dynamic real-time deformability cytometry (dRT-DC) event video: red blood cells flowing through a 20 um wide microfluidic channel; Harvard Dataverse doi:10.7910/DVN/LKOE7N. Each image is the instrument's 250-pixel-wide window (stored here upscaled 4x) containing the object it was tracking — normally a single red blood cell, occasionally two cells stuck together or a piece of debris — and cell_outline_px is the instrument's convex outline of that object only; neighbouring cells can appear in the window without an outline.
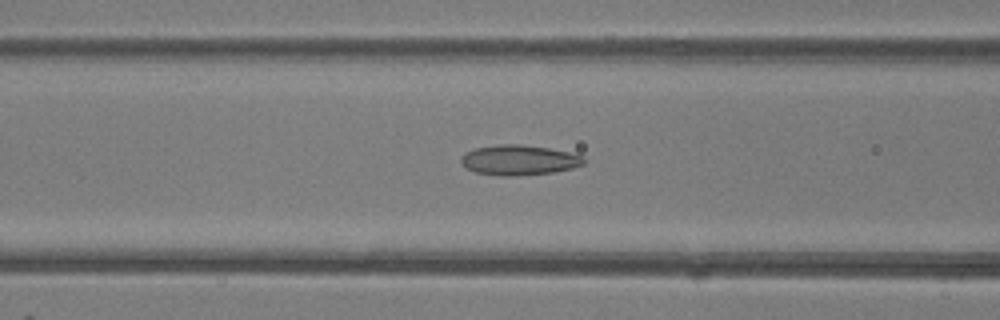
{"species": "common noctule bat (a hibernating species)", "species_latin": "Nyctalus noctula", "temperature_condition": "room temperature", "stored_images_in_passage": 49, "camera_frame_rate_fps": 3000, "um_per_image_px": 0.085, "animal": {"sex": "female"}, "frame": {"image": 1, "passage_image": 20, "time_ms": 6.333, "image_size_px": [1000, 320], "cell_outline_px": [[588, 160], [584, 164], [572, 168], [556, 172], [516, 176], [500, 176], [476, 172], [468, 168], [460, 160], [460, 156], [464, 152], [476, 148], [500, 144], [520, 144], [548, 148], [568, 152], [580, 156]], "centroid_in_image_um": [44.12, 13.61], "position_along_channel_um": 122.5, "area_um2": 21.56}}
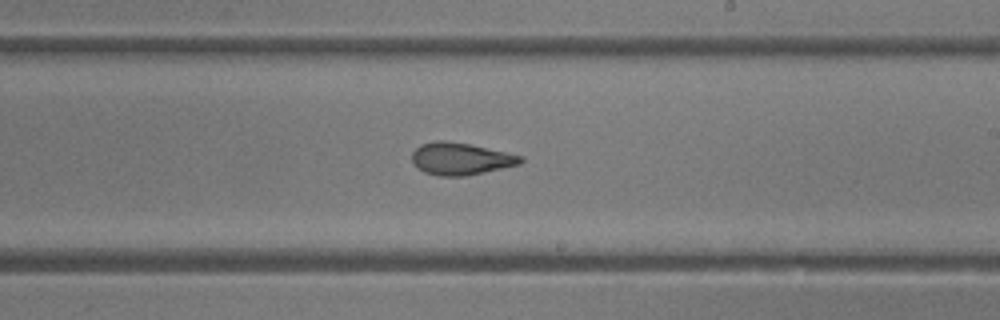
{"frame": {"image": 2, "passage_image": 29, "time_ms": 9.333, "image_size_px": [1000, 320], "cell_outline_px": [[524, 160], [520, 164], [484, 172], [464, 176], [440, 176], [424, 172], [416, 168], [412, 160], [412, 152], [420, 144], [436, 140], [444, 140], [472, 144], [524, 156]], "centroid_in_image_um": [39.15, 13.48], "position_along_channel_um": 249.9, "area_um2": 20.58}}
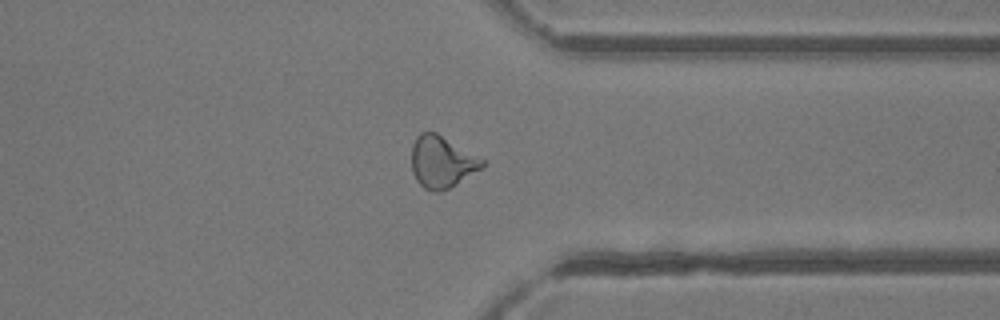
{"frame": {"image": 3, "passage_image": 38, "time_ms": 12.333, "image_size_px": [1000, 320], "cell_outline_px": [[484, 164], [480, 168], [456, 184], [448, 188], [436, 192], [432, 192], [424, 188], [416, 180], [412, 172], [412, 144], [416, 136], [420, 132], [436, 132], [484, 160]], "centroid_in_image_um": [37.5, 13.76], "position_along_channel_um": 373.9, "area_um2": 20.98}, "authors_computed_cell_mechanics": {"area_um2": 21.6172, "velocity_mm_per_s": 4.2409, "shape_relaxation_time_tau1_ms": 7.6722, "shape_relaxation_time_tau2_ms": 2.1481, "deformation_change_tau1": 0.1875, "deformation_change_tau2": 0.1007}}